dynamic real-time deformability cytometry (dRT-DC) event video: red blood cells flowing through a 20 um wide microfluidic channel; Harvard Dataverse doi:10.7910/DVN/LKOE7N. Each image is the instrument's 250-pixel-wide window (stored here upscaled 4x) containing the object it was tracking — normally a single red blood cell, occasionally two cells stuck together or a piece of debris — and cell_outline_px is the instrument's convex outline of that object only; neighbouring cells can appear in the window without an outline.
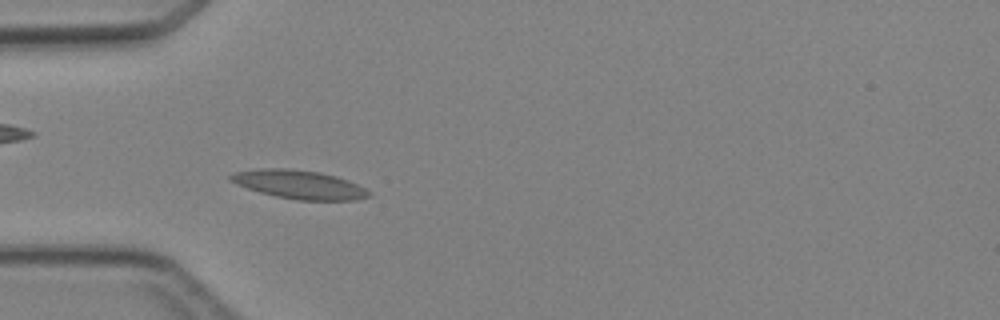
{"species": "Egyptian fruit bat (a non-hibernating species)", "species_latin": "Rousettus aegyptiacus", "temperature_condition": "cold", "stored_images_in_passage": 4, "camera_frame_rate_fps": 3000, "um_per_image_px": 0.085, "animal": {"sex": "female"}, "frame": {"image": 1, "passage_image": 3, "time_ms": 2.667, "image_size_px": [1000, 320], "cell_outline_px": [[372, 196], [356, 200], [296, 200], [276, 196], [260, 192], [236, 184], [228, 180], [228, 176], [236, 172], [260, 168], [284, 168], [320, 172], [336, 176], [348, 180], [372, 192]], "centroid_in_image_um": [25.44, 15.69], "position_along_channel_um": 59.6, "area_um2": 23.06}}
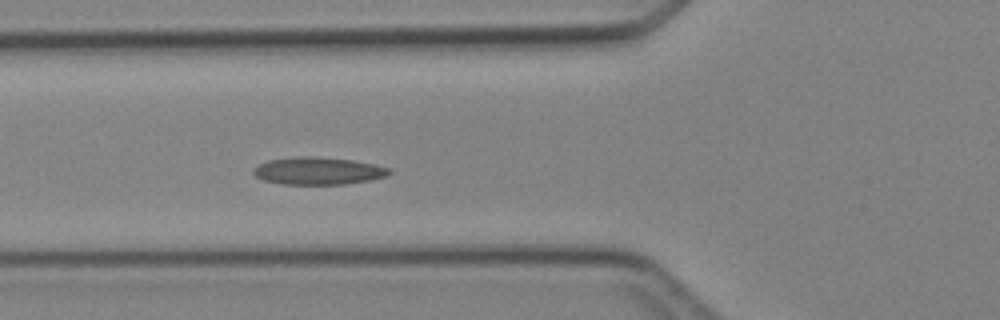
{"frame": {"image": 2, "passage_image": 4, "time_ms": 3.667, "image_size_px": [1000, 320], "cell_outline_px": [[392, 172], [388, 176], [368, 180], [344, 184], [284, 184], [264, 180], [256, 176], [252, 172], [252, 168], [268, 160], [296, 156], [312, 156], [352, 160], [392, 168]], "centroid_in_image_um": [27.05, 14.52], "position_along_channel_um": 98.8, "area_um2": 21.68}}